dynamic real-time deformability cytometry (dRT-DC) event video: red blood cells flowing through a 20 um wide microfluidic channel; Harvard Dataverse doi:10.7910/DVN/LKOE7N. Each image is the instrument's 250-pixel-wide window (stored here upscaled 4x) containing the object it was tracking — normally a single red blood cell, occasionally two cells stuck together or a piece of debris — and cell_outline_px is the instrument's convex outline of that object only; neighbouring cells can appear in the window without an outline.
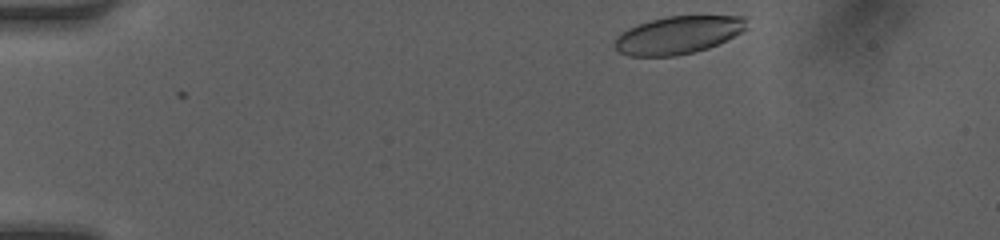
{"species": "human", "species_latin": "Homo sapiens", "temperature_condition": "room temperature", "stored_images_in_passage": 36, "camera_frame_rate_fps": 3000, "um_per_image_px": 0.085, "donor": {"sex": "female"}, "frame": {"image": 1, "passage_image": 1, "time_ms": 0.0, "image_size_px": [1000, 240], "cell_outline_px": [[748, 28], [708, 48], [676, 56], [628, 56], [620, 52], [612, 44], [616, 36], [620, 32], [636, 24], [668, 16], [748, 16]], "centroid_in_image_um": [57.61, 2.97], "position_along_channel_um": 27.4, "area_um2": 29.07}}
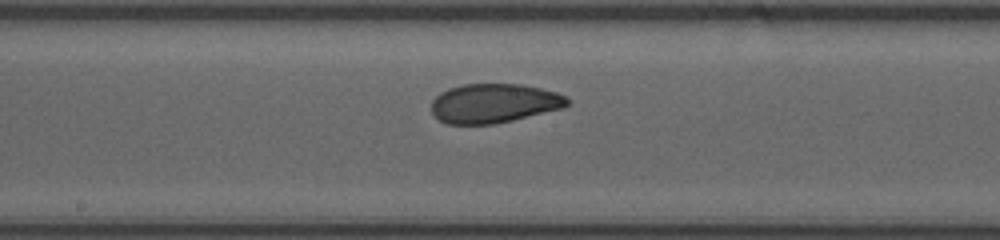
{"frame": {"image": 2, "passage_image": 20, "time_ms": 6.333, "image_size_px": [1000, 240], "cell_outline_px": [[568, 104], [564, 108], [496, 124], [448, 124], [440, 120], [432, 112], [432, 100], [440, 92], [448, 88], [464, 84], [520, 84], [540, 88], [556, 92], [568, 96]], "centroid_in_image_um": [42.0, 8.78], "position_along_channel_um": 206.2, "area_um2": 31.15}}
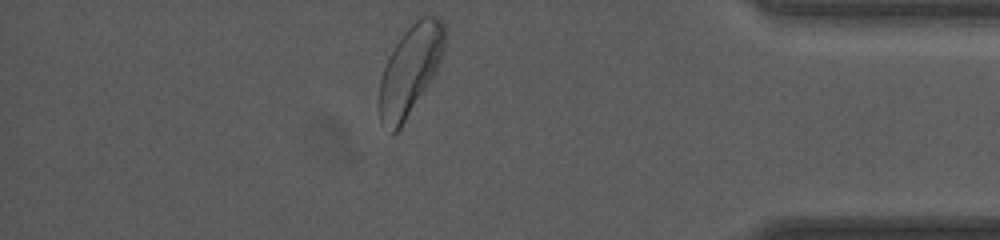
{"frame": {"image": 3, "passage_image": 36, "time_ms": 11.667, "image_size_px": [1000, 240], "cell_outline_px": [[448, 32], [444, 52], [432, 76], [400, 128], [396, 132], [392, 132], [380, 124], [380, 80], [388, 56], [404, 32], [420, 16], [436, 16], [444, 24]], "centroid_in_image_um": [34.88, 5.9], "position_along_channel_um": 400.3, "area_um2": 33.41}, "authors_computed_cell_mechanics": {"area_um2": 31.6455, "velocity_mm_per_s": 4.1967, "shape_relaxation_time_tau1_ms": 4.5967, "shape_relaxation_time_tau2_ms": 1.0584, "deformation_change_tau1": 0.143, "deformation_change_tau2": 0.0615}}